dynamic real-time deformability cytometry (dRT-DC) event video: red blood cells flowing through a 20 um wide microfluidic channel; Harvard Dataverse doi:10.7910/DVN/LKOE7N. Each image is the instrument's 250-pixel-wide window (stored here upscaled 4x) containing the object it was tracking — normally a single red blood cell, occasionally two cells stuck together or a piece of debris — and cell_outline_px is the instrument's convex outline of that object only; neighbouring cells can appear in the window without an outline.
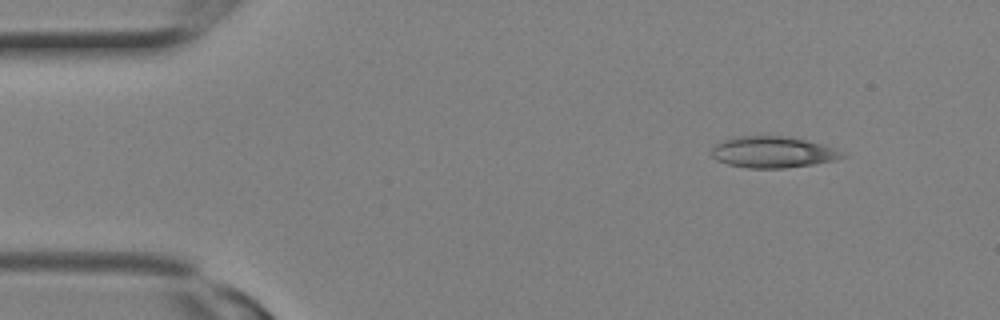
{"species": "Egyptian fruit bat (a non-hibernating species)", "species_latin": "Rousettus aegyptiacus", "temperature_condition": "room temperature", "stored_images_in_passage": 3, "segment_of_instrument_passage": [1, 2], "camera_frame_rate_fps": 3000, "um_per_image_px": 0.085, "animal": {"sex": "female"}, "frame": {"image": 1, "passage_image": 1, "time_ms": 0.0, "image_size_px": [1000, 320], "cell_outline_px": [[848, 156], [836, 160], [812, 164], [784, 168], [748, 168], [728, 164], [716, 160], [712, 156], [712, 148], [716, 144], [732, 136], [784, 136], [804, 140], [820, 144], [840, 152]], "centroid_in_image_um": [65.63, 12.93], "position_along_channel_um": 19.4, "area_um2": 23.52}}